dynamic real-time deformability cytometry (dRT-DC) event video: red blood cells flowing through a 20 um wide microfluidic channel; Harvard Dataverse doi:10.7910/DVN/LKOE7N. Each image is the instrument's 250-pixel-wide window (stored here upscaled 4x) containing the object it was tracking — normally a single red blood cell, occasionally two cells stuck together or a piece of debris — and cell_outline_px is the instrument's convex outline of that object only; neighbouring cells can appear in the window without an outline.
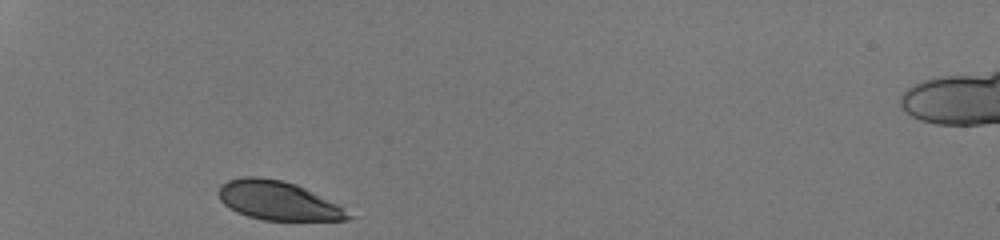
{"species": "human", "species_latin": "Homo sapiens", "temperature_condition": "room temperature", "stored_images_in_passage": 28, "camera_frame_rate_fps": 3000, "um_per_image_px": 0.085, "donor": {"sex": "male"}, "frame": {"image": 1, "passage_image": 1, "time_ms": 0.0, "image_size_px": [1000, 240], "cell_outline_px": [[356, 216], [348, 220], [264, 220], [248, 216], [236, 212], [224, 204], [220, 200], [212, 188], [228, 180], [240, 176], [256, 176], [284, 180], [296, 184], [336, 204]], "centroid_in_image_um": [23.54, 17.03], "position_along_channel_um": 61.5, "area_um2": 29.71}}
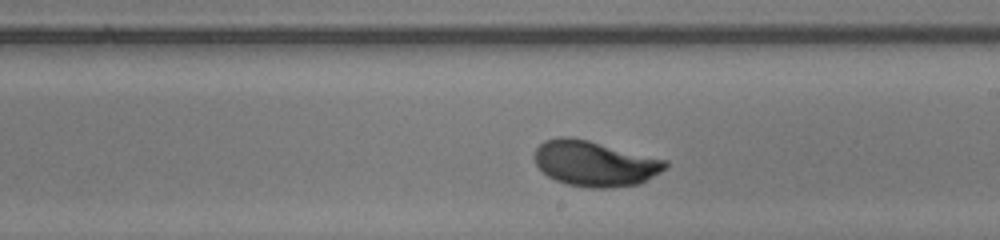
{"frame": {"image": 2, "passage_image": 16, "time_ms": 5.0, "image_size_px": [1000, 240], "cell_outline_px": [[668, 164], [660, 172], [640, 184], [608, 188], [588, 188], [568, 184], [556, 180], [548, 176], [536, 164], [536, 148], [544, 140], [560, 136], [572, 136], [668, 160]], "centroid_in_image_um": [50.57, 13.89], "position_along_channel_um": 238.4, "area_um2": 34.56}}
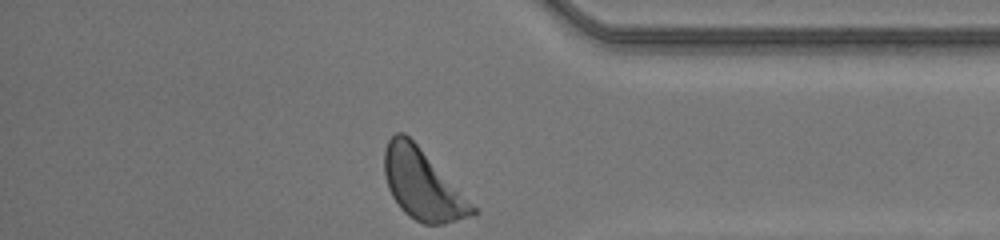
{"frame": {"image": 3, "passage_image": 28, "time_ms": 9.0, "image_size_px": [1000, 240], "cell_outline_px": [[480, 212], [476, 216], [444, 224], [424, 224], [408, 216], [400, 208], [392, 196], [388, 188], [384, 172], [384, 148], [388, 140], [396, 132], [404, 132], [416, 144]], "centroid_in_image_um": [35.9, 15.71], "position_along_channel_um": 399.3, "area_um2": 35.6}, "authors_computed_cell_mechanics": {"area_um2": 33.9286, "velocity_mm_per_s": 4.1872, "shape_relaxation_time_tau1_ms": 3.0862, "shape_relaxation_time_tau2_ms": null, "deformation_change_tau1": 0.1575, "deformation_change_tau2": null}}